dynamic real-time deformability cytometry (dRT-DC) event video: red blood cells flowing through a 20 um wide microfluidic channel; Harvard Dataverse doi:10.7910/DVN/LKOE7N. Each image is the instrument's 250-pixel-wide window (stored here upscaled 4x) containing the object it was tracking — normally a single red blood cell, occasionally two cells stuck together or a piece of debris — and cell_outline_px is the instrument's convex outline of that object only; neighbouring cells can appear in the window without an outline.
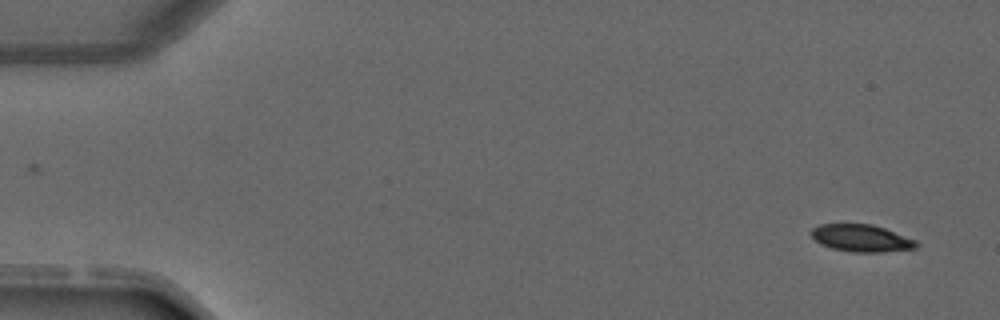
{"species": "common noctule bat (a hibernating species)", "species_latin": "Nyctalus noctula", "temperature_condition": "warm", "stored_images_in_passage": 4, "camera_frame_rate_fps": 3000, "um_per_image_px": 0.085, "animal": {"sex": "male", "forearm_length_mm": 52.5}, "frame": {"image": 1, "passage_image": 4, "time_ms": 5.0, "image_size_px": [1000, 320], "cell_outline_px": [[920, 244], [916, 248], [884, 252], [852, 252], [832, 248], [820, 244], [808, 232], [812, 228], [820, 224], [872, 224], [884, 228], [916, 240]], "centroid_in_image_um": [73.21, 20.24], "position_along_channel_um": 11.8, "area_um2": 16.7}}